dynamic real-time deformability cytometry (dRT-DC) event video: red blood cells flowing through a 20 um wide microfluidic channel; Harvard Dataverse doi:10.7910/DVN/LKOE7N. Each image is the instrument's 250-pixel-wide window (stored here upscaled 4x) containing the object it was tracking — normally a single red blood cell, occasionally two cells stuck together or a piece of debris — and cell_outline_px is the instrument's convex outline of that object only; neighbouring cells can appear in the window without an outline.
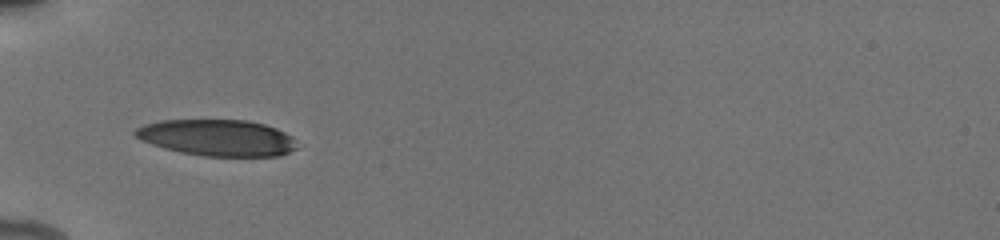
{"species": "human", "species_latin": "Homo sapiens", "temperature_condition": "cold", "stored_images_in_passage": 6, "camera_frame_rate_fps": 3000, "um_per_image_px": 0.085, "donor": {"sex": "male"}, "frame": {"image": 1, "passage_image": 1, "time_ms": 0.0, "image_size_px": [1000, 240], "cell_outline_px": [[296, 148], [280, 156], [204, 156], [180, 152], [164, 148], [152, 144], [136, 136], [132, 132], [136, 128], [144, 124], [160, 120], [248, 120], [264, 124], [276, 128], [292, 136]], "centroid_in_image_um": [18.46, 11.7], "position_along_channel_um": 66.5, "area_um2": 34.16}}
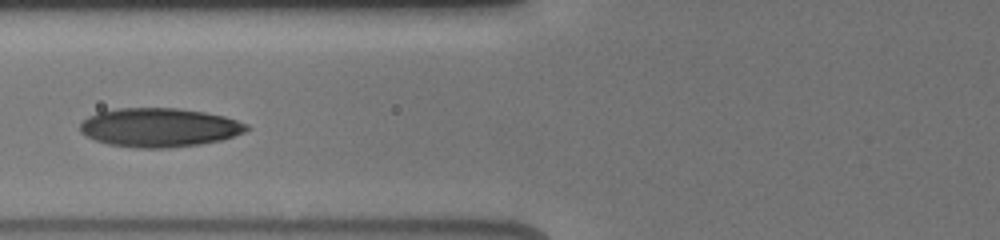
{"frame": {"image": 2, "passage_image": 4, "time_ms": 1.333, "image_size_px": [1000, 240], "cell_outline_px": [[252, 128], [244, 132], [220, 140], [200, 144], [168, 148], [136, 148], [108, 144], [96, 140], [80, 132], [80, 124], [88, 116], [96, 112], [116, 108], [176, 108], [204, 112], [224, 116], [248, 124]], "centroid_in_image_um": [13.53, 10.83], "position_along_channel_um": 112.3, "area_um2": 37.74}}